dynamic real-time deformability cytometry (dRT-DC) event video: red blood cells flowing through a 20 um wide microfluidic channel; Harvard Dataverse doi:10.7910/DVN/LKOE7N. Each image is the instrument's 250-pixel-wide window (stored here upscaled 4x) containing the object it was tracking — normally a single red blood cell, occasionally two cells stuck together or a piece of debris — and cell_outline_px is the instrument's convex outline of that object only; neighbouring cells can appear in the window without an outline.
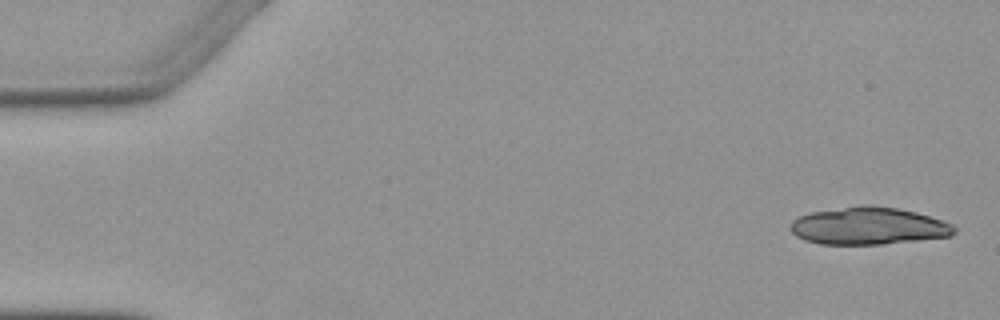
{"species": "Egyptian fruit bat (a non-hibernating species)", "species_latin": "Rousettus aegyptiacus", "temperature_condition": "warm", "stored_images_in_passage": 6, "camera_frame_rate_fps": 3000, "um_per_image_px": 0.085, "animal": {"sex": "female"}, "frame": {"image": 1, "passage_image": 1, "time_ms": 0.0, "image_size_px": [1000, 320], "cell_outline_px": [[956, 232], [952, 236], [884, 244], [820, 244], [804, 240], [796, 236], [792, 232], [792, 220], [800, 216], [812, 212], [860, 204], [868, 204], [896, 208], [916, 212], [952, 224], [956, 228]], "centroid_in_image_um": [73.83, 19.2], "position_along_channel_um": 11.2, "area_um2": 35.66}}